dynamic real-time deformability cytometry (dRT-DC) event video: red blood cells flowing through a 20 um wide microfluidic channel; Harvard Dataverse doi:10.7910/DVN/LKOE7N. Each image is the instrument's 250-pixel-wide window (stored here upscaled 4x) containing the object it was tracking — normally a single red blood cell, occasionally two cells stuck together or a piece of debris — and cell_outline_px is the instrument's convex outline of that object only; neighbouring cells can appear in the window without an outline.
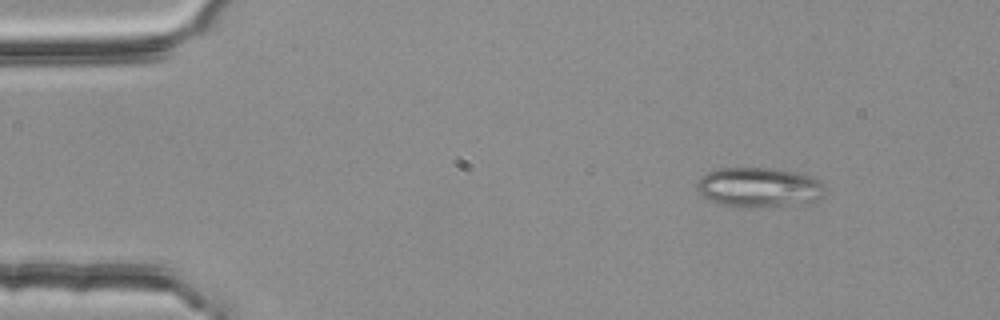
{"species": "common noctule bat (a hibernating species)", "species_latin": "Nyctalus noctula", "temperature_condition": "room temperature", "stored_images_in_passage": 54, "segment_of_instrument_passage": [1, 2], "camera_frame_rate_fps": 3000, "um_per_image_px": 0.085, "animal": {"sex": "female", "body_mass_g": 25.1}, "frame": {"image": 1, "passage_image": 7, "time_ms": 2.0, "image_size_px": [1000, 320], "cell_outline_px": [[824, 196], [816, 200], [748, 208], [720, 204], [708, 200], [696, 188], [696, 184], [700, 176], [708, 172], [720, 168], [772, 168], [804, 172], [820, 180], [824, 184]], "centroid_in_image_um": [64.51, 15.89], "position_along_channel_um": 20.5, "area_um2": 29.65}}